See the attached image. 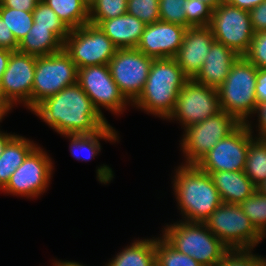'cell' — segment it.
Segmentation results:
<instances>
[{
  "label": "cell",
  "mask_w": 266,
  "mask_h": 266,
  "mask_svg": "<svg viewBox=\"0 0 266 266\" xmlns=\"http://www.w3.org/2000/svg\"><path fill=\"white\" fill-rule=\"evenodd\" d=\"M33 112L61 135L91 134L109 124L78 83L45 98Z\"/></svg>",
  "instance_id": "cell-1"
},
{
  "label": "cell",
  "mask_w": 266,
  "mask_h": 266,
  "mask_svg": "<svg viewBox=\"0 0 266 266\" xmlns=\"http://www.w3.org/2000/svg\"><path fill=\"white\" fill-rule=\"evenodd\" d=\"M175 171L172 187L183 220L204 223L222 204L210 174L196 164H181Z\"/></svg>",
  "instance_id": "cell-2"
},
{
  "label": "cell",
  "mask_w": 266,
  "mask_h": 266,
  "mask_svg": "<svg viewBox=\"0 0 266 266\" xmlns=\"http://www.w3.org/2000/svg\"><path fill=\"white\" fill-rule=\"evenodd\" d=\"M188 79L175 58L154 59L144 88L131 105L167 120Z\"/></svg>",
  "instance_id": "cell-3"
},
{
  "label": "cell",
  "mask_w": 266,
  "mask_h": 266,
  "mask_svg": "<svg viewBox=\"0 0 266 266\" xmlns=\"http://www.w3.org/2000/svg\"><path fill=\"white\" fill-rule=\"evenodd\" d=\"M162 237L176 250L203 266H215L230 250L205 223L177 221L163 227Z\"/></svg>",
  "instance_id": "cell-4"
},
{
  "label": "cell",
  "mask_w": 266,
  "mask_h": 266,
  "mask_svg": "<svg viewBox=\"0 0 266 266\" xmlns=\"http://www.w3.org/2000/svg\"><path fill=\"white\" fill-rule=\"evenodd\" d=\"M257 70L244 56H239L224 82L217 88L221 110L233 115L240 123L252 118L257 105Z\"/></svg>",
  "instance_id": "cell-5"
},
{
  "label": "cell",
  "mask_w": 266,
  "mask_h": 266,
  "mask_svg": "<svg viewBox=\"0 0 266 266\" xmlns=\"http://www.w3.org/2000/svg\"><path fill=\"white\" fill-rule=\"evenodd\" d=\"M204 223L230 250L254 249L264 239L239 204L222 203Z\"/></svg>",
  "instance_id": "cell-6"
},
{
  "label": "cell",
  "mask_w": 266,
  "mask_h": 266,
  "mask_svg": "<svg viewBox=\"0 0 266 266\" xmlns=\"http://www.w3.org/2000/svg\"><path fill=\"white\" fill-rule=\"evenodd\" d=\"M78 68L63 50L38 56L35 65L31 111L45 98L77 83Z\"/></svg>",
  "instance_id": "cell-7"
},
{
  "label": "cell",
  "mask_w": 266,
  "mask_h": 266,
  "mask_svg": "<svg viewBox=\"0 0 266 266\" xmlns=\"http://www.w3.org/2000/svg\"><path fill=\"white\" fill-rule=\"evenodd\" d=\"M63 49L78 69L93 65H108L118 50L100 27L90 22L70 30Z\"/></svg>",
  "instance_id": "cell-8"
},
{
  "label": "cell",
  "mask_w": 266,
  "mask_h": 266,
  "mask_svg": "<svg viewBox=\"0 0 266 266\" xmlns=\"http://www.w3.org/2000/svg\"><path fill=\"white\" fill-rule=\"evenodd\" d=\"M240 124L233 115L221 110L202 122L186 127L180 143L186 159L184 164H197L218 141L233 132Z\"/></svg>",
  "instance_id": "cell-9"
},
{
  "label": "cell",
  "mask_w": 266,
  "mask_h": 266,
  "mask_svg": "<svg viewBox=\"0 0 266 266\" xmlns=\"http://www.w3.org/2000/svg\"><path fill=\"white\" fill-rule=\"evenodd\" d=\"M251 124L249 120L241 123L218 141L196 165L208 174L217 171H244L249 144L255 138Z\"/></svg>",
  "instance_id": "cell-10"
},
{
  "label": "cell",
  "mask_w": 266,
  "mask_h": 266,
  "mask_svg": "<svg viewBox=\"0 0 266 266\" xmlns=\"http://www.w3.org/2000/svg\"><path fill=\"white\" fill-rule=\"evenodd\" d=\"M209 28L216 41L244 56L254 37L249 11L221 2L212 12Z\"/></svg>",
  "instance_id": "cell-11"
},
{
  "label": "cell",
  "mask_w": 266,
  "mask_h": 266,
  "mask_svg": "<svg viewBox=\"0 0 266 266\" xmlns=\"http://www.w3.org/2000/svg\"><path fill=\"white\" fill-rule=\"evenodd\" d=\"M52 158L40 146H37L24 162L11 175L7 185L1 190L9 195L37 198L50 185L53 174Z\"/></svg>",
  "instance_id": "cell-12"
},
{
  "label": "cell",
  "mask_w": 266,
  "mask_h": 266,
  "mask_svg": "<svg viewBox=\"0 0 266 266\" xmlns=\"http://www.w3.org/2000/svg\"><path fill=\"white\" fill-rule=\"evenodd\" d=\"M221 111L217 89L188 79L178 94L168 120H177L184 129Z\"/></svg>",
  "instance_id": "cell-13"
},
{
  "label": "cell",
  "mask_w": 266,
  "mask_h": 266,
  "mask_svg": "<svg viewBox=\"0 0 266 266\" xmlns=\"http://www.w3.org/2000/svg\"><path fill=\"white\" fill-rule=\"evenodd\" d=\"M154 58L137 48L118 49L108 66L124 97L132 104L142 92Z\"/></svg>",
  "instance_id": "cell-14"
},
{
  "label": "cell",
  "mask_w": 266,
  "mask_h": 266,
  "mask_svg": "<svg viewBox=\"0 0 266 266\" xmlns=\"http://www.w3.org/2000/svg\"><path fill=\"white\" fill-rule=\"evenodd\" d=\"M77 83L91 99L94 107L104 117L100 108L113 114H123L131 104L113 80L108 65H93L78 69Z\"/></svg>",
  "instance_id": "cell-15"
},
{
  "label": "cell",
  "mask_w": 266,
  "mask_h": 266,
  "mask_svg": "<svg viewBox=\"0 0 266 266\" xmlns=\"http://www.w3.org/2000/svg\"><path fill=\"white\" fill-rule=\"evenodd\" d=\"M37 56L12 51L8 66L0 83V94L5 102L13 108L24 104L31 110L35 65Z\"/></svg>",
  "instance_id": "cell-16"
},
{
  "label": "cell",
  "mask_w": 266,
  "mask_h": 266,
  "mask_svg": "<svg viewBox=\"0 0 266 266\" xmlns=\"http://www.w3.org/2000/svg\"><path fill=\"white\" fill-rule=\"evenodd\" d=\"M187 28L159 20L147 24L137 49L154 59L174 58L183 43Z\"/></svg>",
  "instance_id": "cell-17"
},
{
  "label": "cell",
  "mask_w": 266,
  "mask_h": 266,
  "mask_svg": "<svg viewBox=\"0 0 266 266\" xmlns=\"http://www.w3.org/2000/svg\"><path fill=\"white\" fill-rule=\"evenodd\" d=\"M214 40L209 26L187 28L174 58L189 79H193L201 70Z\"/></svg>",
  "instance_id": "cell-18"
},
{
  "label": "cell",
  "mask_w": 266,
  "mask_h": 266,
  "mask_svg": "<svg viewBox=\"0 0 266 266\" xmlns=\"http://www.w3.org/2000/svg\"><path fill=\"white\" fill-rule=\"evenodd\" d=\"M238 58L239 55L233 50L214 40L201 70L193 79L207 87L217 89Z\"/></svg>",
  "instance_id": "cell-19"
},
{
  "label": "cell",
  "mask_w": 266,
  "mask_h": 266,
  "mask_svg": "<svg viewBox=\"0 0 266 266\" xmlns=\"http://www.w3.org/2000/svg\"><path fill=\"white\" fill-rule=\"evenodd\" d=\"M89 22L98 25L118 49L136 48L146 27L144 22L128 13L113 19Z\"/></svg>",
  "instance_id": "cell-20"
},
{
  "label": "cell",
  "mask_w": 266,
  "mask_h": 266,
  "mask_svg": "<svg viewBox=\"0 0 266 266\" xmlns=\"http://www.w3.org/2000/svg\"><path fill=\"white\" fill-rule=\"evenodd\" d=\"M210 176L222 203L240 204L257 190L244 171H217Z\"/></svg>",
  "instance_id": "cell-21"
},
{
  "label": "cell",
  "mask_w": 266,
  "mask_h": 266,
  "mask_svg": "<svg viewBox=\"0 0 266 266\" xmlns=\"http://www.w3.org/2000/svg\"><path fill=\"white\" fill-rule=\"evenodd\" d=\"M38 146L29 139L15 135L0 155V191L7 185L11 175Z\"/></svg>",
  "instance_id": "cell-22"
},
{
  "label": "cell",
  "mask_w": 266,
  "mask_h": 266,
  "mask_svg": "<svg viewBox=\"0 0 266 266\" xmlns=\"http://www.w3.org/2000/svg\"><path fill=\"white\" fill-rule=\"evenodd\" d=\"M61 136L67 137L70 139V152L73 158L78 161H89L101 151V144L99 139L108 140L111 142L118 141V134L115 129L108 124L106 127L101 128L98 132L91 134H62ZM80 152V153H79ZM86 153L81 155V153Z\"/></svg>",
  "instance_id": "cell-23"
},
{
  "label": "cell",
  "mask_w": 266,
  "mask_h": 266,
  "mask_svg": "<svg viewBox=\"0 0 266 266\" xmlns=\"http://www.w3.org/2000/svg\"><path fill=\"white\" fill-rule=\"evenodd\" d=\"M63 42L51 31V27H35L18 43L17 50L34 56H48L63 50Z\"/></svg>",
  "instance_id": "cell-24"
},
{
  "label": "cell",
  "mask_w": 266,
  "mask_h": 266,
  "mask_svg": "<svg viewBox=\"0 0 266 266\" xmlns=\"http://www.w3.org/2000/svg\"><path fill=\"white\" fill-rule=\"evenodd\" d=\"M153 238V239H152ZM133 240L105 266H156L155 238Z\"/></svg>",
  "instance_id": "cell-25"
},
{
  "label": "cell",
  "mask_w": 266,
  "mask_h": 266,
  "mask_svg": "<svg viewBox=\"0 0 266 266\" xmlns=\"http://www.w3.org/2000/svg\"><path fill=\"white\" fill-rule=\"evenodd\" d=\"M69 29L89 23V7L82 0H42Z\"/></svg>",
  "instance_id": "cell-26"
},
{
  "label": "cell",
  "mask_w": 266,
  "mask_h": 266,
  "mask_svg": "<svg viewBox=\"0 0 266 266\" xmlns=\"http://www.w3.org/2000/svg\"><path fill=\"white\" fill-rule=\"evenodd\" d=\"M244 173L256 187L266 180V146L258 138L249 144Z\"/></svg>",
  "instance_id": "cell-27"
},
{
  "label": "cell",
  "mask_w": 266,
  "mask_h": 266,
  "mask_svg": "<svg viewBox=\"0 0 266 266\" xmlns=\"http://www.w3.org/2000/svg\"><path fill=\"white\" fill-rule=\"evenodd\" d=\"M156 266H203L193 257L174 249L163 237L155 238Z\"/></svg>",
  "instance_id": "cell-28"
},
{
  "label": "cell",
  "mask_w": 266,
  "mask_h": 266,
  "mask_svg": "<svg viewBox=\"0 0 266 266\" xmlns=\"http://www.w3.org/2000/svg\"><path fill=\"white\" fill-rule=\"evenodd\" d=\"M0 16L18 43L30 31L34 23L32 12L4 7L1 4Z\"/></svg>",
  "instance_id": "cell-29"
},
{
  "label": "cell",
  "mask_w": 266,
  "mask_h": 266,
  "mask_svg": "<svg viewBox=\"0 0 266 266\" xmlns=\"http://www.w3.org/2000/svg\"><path fill=\"white\" fill-rule=\"evenodd\" d=\"M239 205L257 231L266 238V196L256 190Z\"/></svg>",
  "instance_id": "cell-30"
},
{
  "label": "cell",
  "mask_w": 266,
  "mask_h": 266,
  "mask_svg": "<svg viewBox=\"0 0 266 266\" xmlns=\"http://www.w3.org/2000/svg\"><path fill=\"white\" fill-rule=\"evenodd\" d=\"M35 27H51V31L64 43L70 30L57 14L42 0L32 11Z\"/></svg>",
  "instance_id": "cell-31"
},
{
  "label": "cell",
  "mask_w": 266,
  "mask_h": 266,
  "mask_svg": "<svg viewBox=\"0 0 266 266\" xmlns=\"http://www.w3.org/2000/svg\"><path fill=\"white\" fill-rule=\"evenodd\" d=\"M128 0H95L89 7V20H107L127 13Z\"/></svg>",
  "instance_id": "cell-32"
},
{
  "label": "cell",
  "mask_w": 266,
  "mask_h": 266,
  "mask_svg": "<svg viewBox=\"0 0 266 266\" xmlns=\"http://www.w3.org/2000/svg\"><path fill=\"white\" fill-rule=\"evenodd\" d=\"M253 249L229 250L215 266H266V258L252 253Z\"/></svg>",
  "instance_id": "cell-33"
},
{
  "label": "cell",
  "mask_w": 266,
  "mask_h": 266,
  "mask_svg": "<svg viewBox=\"0 0 266 266\" xmlns=\"http://www.w3.org/2000/svg\"><path fill=\"white\" fill-rule=\"evenodd\" d=\"M127 13L147 24L160 20L159 0H128Z\"/></svg>",
  "instance_id": "cell-34"
},
{
  "label": "cell",
  "mask_w": 266,
  "mask_h": 266,
  "mask_svg": "<svg viewBox=\"0 0 266 266\" xmlns=\"http://www.w3.org/2000/svg\"><path fill=\"white\" fill-rule=\"evenodd\" d=\"M183 7L187 18V28L209 26L213 9L205 2L200 0H186Z\"/></svg>",
  "instance_id": "cell-35"
},
{
  "label": "cell",
  "mask_w": 266,
  "mask_h": 266,
  "mask_svg": "<svg viewBox=\"0 0 266 266\" xmlns=\"http://www.w3.org/2000/svg\"><path fill=\"white\" fill-rule=\"evenodd\" d=\"M185 2L186 0H159L160 20L187 28V18L183 7Z\"/></svg>",
  "instance_id": "cell-36"
},
{
  "label": "cell",
  "mask_w": 266,
  "mask_h": 266,
  "mask_svg": "<svg viewBox=\"0 0 266 266\" xmlns=\"http://www.w3.org/2000/svg\"><path fill=\"white\" fill-rule=\"evenodd\" d=\"M244 57L258 69H266V31L254 34Z\"/></svg>",
  "instance_id": "cell-37"
},
{
  "label": "cell",
  "mask_w": 266,
  "mask_h": 266,
  "mask_svg": "<svg viewBox=\"0 0 266 266\" xmlns=\"http://www.w3.org/2000/svg\"><path fill=\"white\" fill-rule=\"evenodd\" d=\"M249 15L254 33L266 31V0L249 10Z\"/></svg>",
  "instance_id": "cell-38"
},
{
  "label": "cell",
  "mask_w": 266,
  "mask_h": 266,
  "mask_svg": "<svg viewBox=\"0 0 266 266\" xmlns=\"http://www.w3.org/2000/svg\"><path fill=\"white\" fill-rule=\"evenodd\" d=\"M0 48L10 51H17L18 42L14 38L11 30L6 26L0 16Z\"/></svg>",
  "instance_id": "cell-39"
},
{
  "label": "cell",
  "mask_w": 266,
  "mask_h": 266,
  "mask_svg": "<svg viewBox=\"0 0 266 266\" xmlns=\"http://www.w3.org/2000/svg\"><path fill=\"white\" fill-rule=\"evenodd\" d=\"M41 0H0L4 7L32 12Z\"/></svg>",
  "instance_id": "cell-40"
},
{
  "label": "cell",
  "mask_w": 266,
  "mask_h": 266,
  "mask_svg": "<svg viewBox=\"0 0 266 266\" xmlns=\"http://www.w3.org/2000/svg\"><path fill=\"white\" fill-rule=\"evenodd\" d=\"M257 103L266 102V69H258L255 87Z\"/></svg>",
  "instance_id": "cell-41"
},
{
  "label": "cell",
  "mask_w": 266,
  "mask_h": 266,
  "mask_svg": "<svg viewBox=\"0 0 266 266\" xmlns=\"http://www.w3.org/2000/svg\"><path fill=\"white\" fill-rule=\"evenodd\" d=\"M257 113L258 119V135L255 138H260L266 136V102L264 103H257L255 111L253 114Z\"/></svg>",
  "instance_id": "cell-42"
},
{
  "label": "cell",
  "mask_w": 266,
  "mask_h": 266,
  "mask_svg": "<svg viewBox=\"0 0 266 266\" xmlns=\"http://www.w3.org/2000/svg\"><path fill=\"white\" fill-rule=\"evenodd\" d=\"M264 0H227L226 2L237 8L251 10L260 5Z\"/></svg>",
  "instance_id": "cell-43"
},
{
  "label": "cell",
  "mask_w": 266,
  "mask_h": 266,
  "mask_svg": "<svg viewBox=\"0 0 266 266\" xmlns=\"http://www.w3.org/2000/svg\"><path fill=\"white\" fill-rule=\"evenodd\" d=\"M10 50L0 48V83L5 72L11 55Z\"/></svg>",
  "instance_id": "cell-44"
},
{
  "label": "cell",
  "mask_w": 266,
  "mask_h": 266,
  "mask_svg": "<svg viewBox=\"0 0 266 266\" xmlns=\"http://www.w3.org/2000/svg\"><path fill=\"white\" fill-rule=\"evenodd\" d=\"M15 136V134H9L0 130V155L3 153L6 144Z\"/></svg>",
  "instance_id": "cell-45"
},
{
  "label": "cell",
  "mask_w": 266,
  "mask_h": 266,
  "mask_svg": "<svg viewBox=\"0 0 266 266\" xmlns=\"http://www.w3.org/2000/svg\"><path fill=\"white\" fill-rule=\"evenodd\" d=\"M53 266H85V265L78 263V262L68 261V260L66 261L58 260L53 263Z\"/></svg>",
  "instance_id": "cell-46"
},
{
  "label": "cell",
  "mask_w": 266,
  "mask_h": 266,
  "mask_svg": "<svg viewBox=\"0 0 266 266\" xmlns=\"http://www.w3.org/2000/svg\"><path fill=\"white\" fill-rule=\"evenodd\" d=\"M209 5L213 10L220 4L218 0H200Z\"/></svg>",
  "instance_id": "cell-47"
},
{
  "label": "cell",
  "mask_w": 266,
  "mask_h": 266,
  "mask_svg": "<svg viewBox=\"0 0 266 266\" xmlns=\"http://www.w3.org/2000/svg\"><path fill=\"white\" fill-rule=\"evenodd\" d=\"M257 191L266 196V180L257 186Z\"/></svg>",
  "instance_id": "cell-48"
},
{
  "label": "cell",
  "mask_w": 266,
  "mask_h": 266,
  "mask_svg": "<svg viewBox=\"0 0 266 266\" xmlns=\"http://www.w3.org/2000/svg\"><path fill=\"white\" fill-rule=\"evenodd\" d=\"M10 110H12V108H0V122H2L4 116H6Z\"/></svg>",
  "instance_id": "cell-49"
},
{
  "label": "cell",
  "mask_w": 266,
  "mask_h": 266,
  "mask_svg": "<svg viewBox=\"0 0 266 266\" xmlns=\"http://www.w3.org/2000/svg\"><path fill=\"white\" fill-rule=\"evenodd\" d=\"M0 108H11V107L5 102V100L2 98L1 94H0Z\"/></svg>",
  "instance_id": "cell-50"
},
{
  "label": "cell",
  "mask_w": 266,
  "mask_h": 266,
  "mask_svg": "<svg viewBox=\"0 0 266 266\" xmlns=\"http://www.w3.org/2000/svg\"><path fill=\"white\" fill-rule=\"evenodd\" d=\"M88 7H90L95 0H82Z\"/></svg>",
  "instance_id": "cell-51"
},
{
  "label": "cell",
  "mask_w": 266,
  "mask_h": 266,
  "mask_svg": "<svg viewBox=\"0 0 266 266\" xmlns=\"http://www.w3.org/2000/svg\"><path fill=\"white\" fill-rule=\"evenodd\" d=\"M266 146V136L258 138Z\"/></svg>",
  "instance_id": "cell-52"
},
{
  "label": "cell",
  "mask_w": 266,
  "mask_h": 266,
  "mask_svg": "<svg viewBox=\"0 0 266 266\" xmlns=\"http://www.w3.org/2000/svg\"><path fill=\"white\" fill-rule=\"evenodd\" d=\"M218 1L221 3V2H226L227 0H218Z\"/></svg>",
  "instance_id": "cell-53"
}]
</instances>
